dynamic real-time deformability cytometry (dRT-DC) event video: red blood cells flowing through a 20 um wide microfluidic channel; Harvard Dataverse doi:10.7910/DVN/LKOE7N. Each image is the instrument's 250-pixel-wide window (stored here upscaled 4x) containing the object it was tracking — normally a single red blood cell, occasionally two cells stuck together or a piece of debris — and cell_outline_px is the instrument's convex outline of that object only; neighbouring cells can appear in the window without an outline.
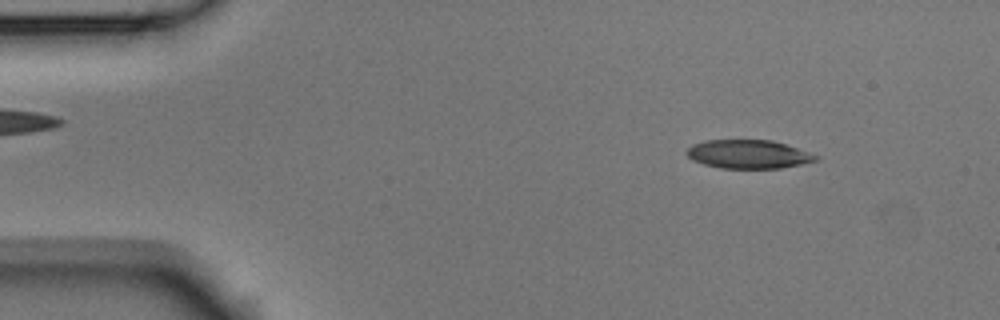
{"species": "Egyptian fruit bat (a non-hibernating species)", "species_latin": "Rousettus aegyptiacus", "temperature_condition": "room temperature", "stored_images_in_passage": 3, "camera_frame_rate_fps": 3000, "um_per_image_px": 0.085, "animal": {"sex": "male"}, "frame": {"image": 1, "passage_image": 1, "time_ms": 0.0, "image_size_px": [1000, 320], "cell_outline_px": [[820, 160], [780, 168], [720, 168], [704, 164], [692, 160], [684, 152], [692, 144], [704, 140], [772, 140], [820, 156]], "centroid_in_image_um": [63.58, 13.1], "position_along_channel_um": 21.4, "area_um2": 21.5}}